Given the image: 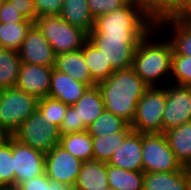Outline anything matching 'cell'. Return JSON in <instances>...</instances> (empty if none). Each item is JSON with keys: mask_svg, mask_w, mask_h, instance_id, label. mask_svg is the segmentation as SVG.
Wrapping results in <instances>:
<instances>
[{"mask_svg": "<svg viewBox=\"0 0 191 190\" xmlns=\"http://www.w3.org/2000/svg\"><path fill=\"white\" fill-rule=\"evenodd\" d=\"M161 35L164 34L155 26L139 41L133 56L132 68L149 87H163L170 83L173 49L170 41Z\"/></svg>", "mask_w": 191, "mask_h": 190, "instance_id": "1", "label": "cell"}, {"mask_svg": "<svg viewBox=\"0 0 191 190\" xmlns=\"http://www.w3.org/2000/svg\"><path fill=\"white\" fill-rule=\"evenodd\" d=\"M105 110L132 124L138 101L149 86L132 67L115 70L106 80L97 84Z\"/></svg>", "mask_w": 191, "mask_h": 190, "instance_id": "2", "label": "cell"}, {"mask_svg": "<svg viewBox=\"0 0 191 190\" xmlns=\"http://www.w3.org/2000/svg\"><path fill=\"white\" fill-rule=\"evenodd\" d=\"M155 26L138 1L131 0L126 6L94 19V27L88 34L146 36Z\"/></svg>", "mask_w": 191, "mask_h": 190, "instance_id": "3", "label": "cell"}, {"mask_svg": "<svg viewBox=\"0 0 191 190\" xmlns=\"http://www.w3.org/2000/svg\"><path fill=\"white\" fill-rule=\"evenodd\" d=\"M34 25L51 44L55 55L81 49L88 40V33L63 20L59 15L42 16Z\"/></svg>", "mask_w": 191, "mask_h": 190, "instance_id": "4", "label": "cell"}, {"mask_svg": "<svg viewBox=\"0 0 191 190\" xmlns=\"http://www.w3.org/2000/svg\"><path fill=\"white\" fill-rule=\"evenodd\" d=\"M38 99L12 87L0 90V129L12 135L37 110Z\"/></svg>", "mask_w": 191, "mask_h": 190, "instance_id": "5", "label": "cell"}, {"mask_svg": "<svg viewBox=\"0 0 191 190\" xmlns=\"http://www.w3.org/2000/svg\"><path fill=\"white\" fill-rule=\"evenodd\" d=\"M166 106V86L149 87L137 103L135 118L131 124L134 132L163 134L162 120Z\"/></svg>", "mask_w": 191, "mask_h": 190, "instance_id": "6", "label": "cell"}, {"mask_svg": "<svg viewBox=\"0 0 191 190\" xmlns=\"http://www.w3.org/2000/svg\"><path fill=\"white\" fill-rule=\"evenodd\" d=\"M20 143L26 144L43 153H48L60 143V130L54 124H47L37 109L12 134Z\"/></svg>", "mask_w": 191, "mask_h": 190, "instance_id": "7", "label": "cell"}, {"mask_svg": "<svg viewBox=\"0 0 191 190\" xmlns=\"http://www.w3.org/2000/svg\"><path fill=\"white\" fill-rule=\"evenodd\" d=\"M142 164L144 173L174 172L183 167L164 133L142 134Z\"/></svg>", "mask_w": 191, "mask_h": 190, "instance_id": "8", "label": "cell"}, {"mask_svg": "<svg viewBox=\"0 0 191 190\" xmlns=\"http://www.w3.org/2000/svg\"><path fill=\"white\" fill-rule=\"evenodd\" d=\"M144 37L88 34V39L102 52L114 70L132 67L135 49Z\"/></svg>", "mask_w": 191, "mask_h": 190, "instance_id": "9", "label": "cell"}, {"mask_svg": "<svg viewBox=\"0 0 191 190\" xmlns=\"http://www.w3.org/2000/svg\"><path fill=\"white\" fill-rule=\"evenodd\" d=\"M191 121V86L166 85L163 133Z\"/></svg>", "mask_w": 191, "mask_h": 190, "instance_id": "10", "label": "cell"}, {"mask_svg": "<svg viewBox=\"0 0 191 190\" xmlns=\"http://www.w3.org/2000/svg\"><path fill=\"white\" fill-rule=\"evenodd\" d=\"M83 161L59 144L45 154L44 173L55 182L75 186Z\"/></svg>", "mask_w": 191, "mask_h": 190, "instance_id": "11", "label": "cell"}, {"mask_svg": "<svg viewBox=\"0 0 191 190\" xmlns=\"http://www.w3.org/2000/svg\"><path fill=\"white\" fill-rule=\"evenodd\" d=\"M13 164L16 187L44 173L45 153L13 137Z\"/></svg>", "mask_w": 191, "mask_h": 190, "instance_id": "12", "label": "cell"}, {"mask_svg": "<svg viewBox=\"0 0 191 190\" xmlns=\"http://www.w3.org/2000/svg\"><path fill=\"white\" fill-rule=\"evenodd\" d=\"M21 63L54 66L55 53L41 31L33 25L18 50Z\"/></svg>", "mask_w": 191, "mask_h": 190, "instance_id": "13", "label": "cell"}, {"mask_svg": "<svg viewBox=\"0 0 191 190\" xmlns=\"http://www.w3.org/2000/svg\"><path fill=\"white\" fill-rule=\"evenodd\" d=\"M53 68L54 66L21 63L15 87L37 99L47 97Z\"/></svg>", "mask_w": 191, "mask_h": 190, "instance_id": "14", "label": "cell"}, {"mask_svg": "<svg viewBox=\"0 0 191 190\" xmlns=\"http://www.w3.org/2000/svg\"><path fill=\"white\" fill-rule=\"evenodd\" d=\"M156 27L164 35L168 30L171 32V35L166 37L171 43L172 55L191 56V23L187 19L164 18L156 23Z\"/></svg>", "mask_w": 191, "mask_h": 190, "instance_id": "15", "label": "cell"}, {"mask_svg": "<svg viewBox=\"0 0 191 190\" xmlns=\"http://www.w3.org/2000/svg\"><path fill=\"white\" fill-rule=\"evenodd\" d=\"M88 87L87 84L53 68L48 97L71 106L83 96Z\"/></svg>", "mask_w": 191, "mask_h": 190, "instance_id": "16", "label": "cell"}, {"mask_svg": "<svg viewBox=\"0 0 191 190\" xmlns=\"http://www.w3.org/2000/svg\"><path fill=\"white\" fill-rule=\"evenodd\" d=\"M109 165L131 171H143L142 134L132 132L115 151Z\"/></svg>", "mask_w": 191, "mask_h": 190, "instance_id": "17", "label": "cell"}, {"mask_svg": "<svg viewBox=\"0 0 191 190\" xmlns=\"http://www.w3.org/2000/svg\"><path fill=\"white\" fill-rule=\"evenodd\" d=\"M54 69L87 84L97 85L92 78L81 49L55 55Z\"/></svg>", "mask_w": 191, "mask_h": 190, "instance_id": "18", "label": "cell"}, {"mask_svg": "<svg viewBox=\"0 0 191 190\" xmlns=\"http://www.w3.org/2000/svg\"><path fill=\"white\" fill-rule=\"evenodd\" d=\"M109 187L107 163L84 161L75 184V190H104Z\"/></svg>", "mask_w": 191, "mask_h": 190, "instance_id": "19", "label": "cell"}, {"mask_svg": "<svg viewBox=\"0 0 191 190\" xmlns=\"http://www.w3.org/2000/svg\"><path fill=\"white\" fill-rule=\"evenodd\" d=\"M72 106L77 110L79 122H83L86 126L93 123L105 111L98 85L88 87L83 96Z\"/></svg>", "mask_w": 191, "mask_h": 190, "instance_id": "20", "label": "cell"}, {"mask_svg": "<svg viewBox=\"0 0 191 190\" xmlns=\"http://www.w3.org/2000/svg\"><path fill=\"white\" fill-rule=\"evenodd\" d=\"M164 135L182 166L191 165V121L164 132Z\"/></svg>", "mask_w": 191, "mask_h": 190, "instance_id": "21", "label": "cell"}, {"mask_svg": "<svg viewBox=\"0 0 191 190\" xmlns=\"http://www.w3.org/2000/svg\"><path fill=\"white\" fill-rule=\"evenodd\" d=\"M133 131L128 124L122 131L112 135L92 137L93 160L109 163L115 151Z\"/></svg>", "mask_w": 191, "mask_h": 190, "instance_id": "22", "label": "cell"}, {"mask_svg": "<svg viewBox=\"0 0 191 190\" xmlns=\"http://www.w3.org/2000/svg\"><path fill=\"white\" fill-rule=\"evenodd\" d=\"M59 16L87 33L94 27V18L89 12L87 0H63Z\"/></svg>", "mask_w": 191, "mask_h": 190, "instance_id": "23", "label": "cell"}, {"mask_svg": "<svg viewBox=\"0 0 191 190\" xmlns=\"http://www.w3.org/2000/svg\"><path fill=\"white\" fill-rule=\"evenodd\" d=\"M143 190H187L183 167L174 172L144 173Z\"/></svg>", "mask_w": 191, "mask_h": 190, "instance_id": "24", "label": "cell"}, {"mask_svg": "<svg viewBox=\"0 0 191 190\" xmlns=\"http://www.w3.org/2000/svg\"><path fill=\"white\" fill-rule=\"evenodd\" d=\"M85 62L96 84L106 80L115 70L102 52L88 39L81 48Z\"/></svg>", "mask_w": 191, "mask_h": 190, "instance_id": "25", "label": "cell"}, {"mask_svg": "<svg viewBox=\"0 0 191 190\" xmlns=\"http://www.w3.org/2000/svg\"><path fill=\"white\" fill-rule=\"evenodd\" d=\"M109 187L116 190H143L144 172L125 170L107 163Z\"/></svg>", "mask_w": 191, "mask_h": 190, "instance_id": "26", "label": "cell"}, {"mask_svg": "<svg viewBox=\"0 0 191 190\" xmlns=\"http://www.w3.org/2000/svg\"><path fill=\"white\" fill-rule=\"evenodd\" d=\"M20 64L18 51L0 48V90L16 86Z\"/></svg>", "mask_w": 191, "mask_h": 190, "instance_id": "27", "label": "cell"}, {"mask_svg": "<svg viewBox=\"0 0 191 190\" xmlns=\"http://www.w3.org/2000/svg\"><path fill=\"white\" fill-rule=\"evenodd\" d=\"M59 145L83 162L93 160L92 137L87 131L61 135Z\"/></svg>", "mask_w": 191, "mask_h": 190, "instance_id": "28", "label": "cell"}, {"mask_svg": "<svg viewBox=\"0 0 191 190\" xmlns=\"http://www.w3.org/2000/svg\"><path fill=\"white\" fill-rule=\"evenodd\" d=\"M33 25L26 19L21 23H0V48L18 51Z\"/></svg>", "mask_w": 191, "mask_h": 190, "instance_id": "29", "label": "cell"}, {"mask_svg": "<svg viewBox=\"0 0 191 190\" xmlns=\"http://www.w3.org/2000/svg\"><path fill=\"white\" fill-rule=\"evenodd\" d=\"M0 187L5 190L15 188L12 135H7L0 143Z\"/></svg>", "mask_w": 191, "mask_h": 190, "instance_id": "30", "label": "cell"}, {"mask_svg": "<svg viewBox=\"0 0 191 190\" xmlns=\"http://www.w3.org/2000/svg\"><path fill=\"white\" fill-rule=\"evenodd\" d=\"M145 13L155 22L175 17L183 0H137Z\"/></svg>", "mask_w": 191, "mask_h": 190, "instance_id": "31", "label": "cell"}, {"mask_svg": "<svg viewBox=\"0 0 191 190\" xmlns=\"http://www.w3.org/2000/svg\"><path fill=\"white\" fill-rule=\"evenodd\" d=\"M128 123L113 113L104 111L93 123L87 126V132L91 137L112 135L122 131Z\"/></svg>", "mask_w": 191, "mask_h": 190, "instance_id": "32", "label": "cell"}, {"mask_svg": "<svg viewBox=\"0 0 191 190\" xmlns=\"http://www.w3.org/2000/svg\"><path fill=\"white\" fill-rule=\"evenodd\" d=\"M37 109L43 114L45 123L60 127L66 115L68 105L47 96L38 99Z\"/></svg>", "mask_w": 191, "mask_h": 190, "instance_id": "33", "label": "cell"}, {"mask_svg": "<svg viewBox=\"0 0 191 190\" xmlns=\"http://www.w3.org/2000/svg\"><path fill=\"white\" fill-rule=\"evenodd\" d=\"M170 83L191 86V56L172 55Z\"/></svg>", "mask_w": 191, "mask_h": 190, "instance_id": "34", "label": "cell"}, {"mask_svg": "<svg viewBox=\"0 0 191 190\" xmlns=\"http://www.w3.org/2000/svg\"><path fill=\"white\" fill-rule=\"evenodd\" d=\"M13 190H75V186L52 181L43 173L30 181L17 185Z\"/></svg>", "mask_w": 191, "mask_h": 190, "instance_id": "35", "label": "cell"}, {"mask_svg": "<svg viewBox=\"0 0 191 190\" xmlns=\"http://www.w3.org/2000/svg\"><path fill=\"white\" fill-rule=\"evenodd\" d=\"M131 0H87L88 9L94 19L126 6Z\"/></svg>", "mask_w": 191, "mask_h": 190, "instance_id": "36", "label": "cell"}, {"mask_svg": "<svg viewBox=\"0 0 191 190\" xmlns=\"http://www.w3.org/2000/svg\"><path fill=\"white\" fill-rule=\"evenodd\" d=\"M60 134L81 133L87 131V126L83 122H79L77 110L71 105L68 106L66 115L59 127Z\"/></svg>", "mask_w": 191, "mask_h": 190, "instance_id": "37", "label": "cell"}, {"mask_svg": "<svg viewBox=\"0 0 191 190\" xmlns=\"http://www.w3.org/2000/svg\"><path fill=\"white\" fill-rule=\"evenodd\" d=\"M37 18L42 16L59 15L63 0H33Z\"/></svg>", "mask_w": 191, "mask_h": 190, "instance_id": "38", "label": "cell"}, {"mask_svg": "<svg viewBox=\"0 0 191 190\" xmlns=\"http://www.w3.org/2000/svg\"><path fill=\"white\" fill-rule=\"evenodd\" d=\"M25 18L18 12L15 4L9 0L4 1L0 5V23H21Z\"/></svg>", "mask_w": 191, "mask_h": 190, "instance_id": "39", "label": "cell"}, {"mask_svg": "<svg viewBox=\"0 0 191 190\" xmlns=\"http://www.w3.org/2000/svg\"><path fill=\"white\" fill-rule=\"evenodd\" d=\"M18 9V12L26 19L35 22L37 13L33 0H9Z\"/></svg>", "mask_w": 191, "mask_h": 190, "instance_id": "40", "label": "cell"}, {"mask_svg": "<svg viewBox=\"0 0 191 190\" xmlns=\"http://www.w3.org/2000/svg\"><path fill=\"white\" fill-rule=\"evenodd\" d=\"M180 19H188L191 17V0H183L179 13L175 16Z\"/></svg>", "mask_w": 191, "mask_h": 190, "instance_id": "41", "label": "cell"}, {"mask_svg": "<svg viewBox=\"0 0 191 190\" xmlns=\"http://www.w3.org/2000/svg\"><path fill=\"white\" fill-rule=\"evenodd\" d=\"M184 175L187 182V190H191V165L183 166Z\"/></svg>", "mask_w": 191, "mask_h": 190, "instance_id": "42", "label": "cell"}, {"mask_svg": "<svg viewBox=\"0 0 191 190\" xmlns=\"http://www.w3.org/2000/svg\"><path fill=\"white\" fill-rule=\"evenodd\" d=\"M7 137V134H5L1 129H0V143Z\"/></svg>", "mask_w": 191, "mask_h": 190, "instance_id": "43", "label": "cell"}, {"mask_svg": "<svg viewBox=\"0 0 191 190\" xmlns=\"http://www.w3.org/2000/svg\"><path fill=\"white\" fill-rule=\"evenodd\" d=\"M104 190H116V189L111 188V187H107V188H106V189H104Z\"/></svg>", "mask_w": 191, "mask_h": 190, "instance_id": "44", "label": "cell"}, {"mask_svg": "<svg viewBox=\"0 0 191 190\" xmlns=\"http://www.w3.org/2000/svg\"><path fill=\"white\" fill-rule=\"evenodd\" d=\"M4 1H6V0H0V5H1Z\"/></svg>", "mask_w": 191, "mask_h": 190, "instance_id": "45", "label": "cell"}]
</instances>
